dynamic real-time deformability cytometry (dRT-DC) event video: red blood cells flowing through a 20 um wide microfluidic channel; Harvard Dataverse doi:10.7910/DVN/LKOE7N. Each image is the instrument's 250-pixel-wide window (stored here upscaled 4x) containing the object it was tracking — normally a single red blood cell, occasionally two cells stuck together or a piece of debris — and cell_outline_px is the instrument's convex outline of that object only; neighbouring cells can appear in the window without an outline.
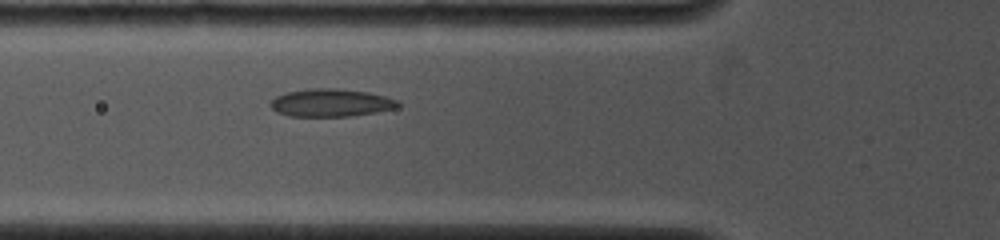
{"species": "common noctule bat (a hibernating species)", "species_latin": "Nyctalus noctula", "temperature_condition": "cold", "stored_images_in_passage": 31, "camera_frame_rate_fps": 4000, "um_per_image_px": 0.085, "animal": {"sex": "female", "body_mass_g": 19.0, "forearm_length_mm": 53.3}, "frame": {"image": 1, "passage_image": 9, "time_ms": 3.25, "image_size_px": [1000, 240], "cell_outline_px": [[400, 104], [396, 108], [376, 112], [352, 116], [288, 116], [276, 112], [272, 108], [272, 100], [276, 96], [288, 92], [312, 88], [336, 88], [368, 92], [400, 100]], "centroid_in_image_um": [28.16, 8.74], "position_along_channel_um": 97.6, "area_um2": 20.58}}
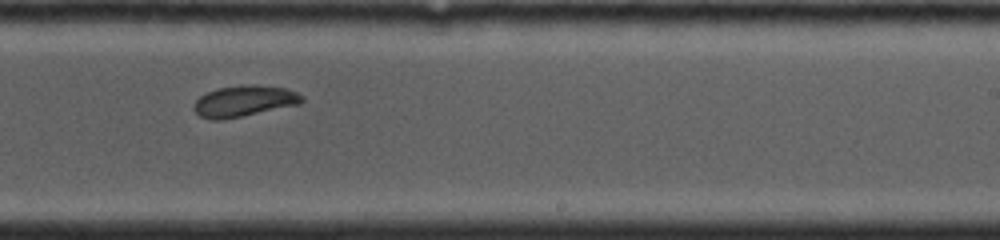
{"frame": {"image": 2, "passage_image": 20, "time_ms": 7.5, "image_size_px": [1000, 240], "cell_outline_px": [[304, 100], [300, 104], [220, 120], [208, 120], [200, 116], [192, 108], [192, 104], [200, 96], [216, 88], [244, 84], [256, 84], [284, 88], [296, 92], [304, 96]], "centroid_in_image_um": [20.72, 8.58], "position_along_channel_um": 268.3, "area_um2": 19.65}}
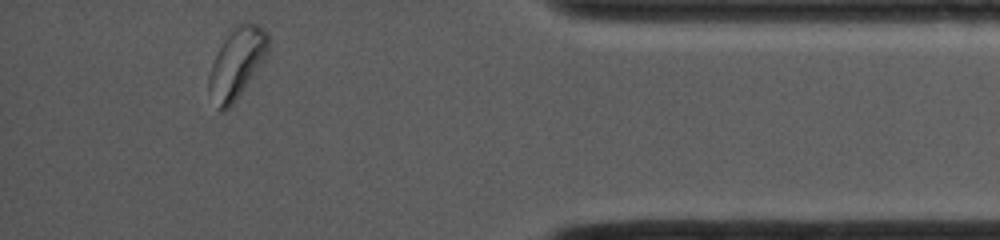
{"frame": {"image": 3, "passage_image": 31, "time_ms": 11.75, "image_size_px": [1000, 240], "cell_outline_px": [[268, 56], [236, 100], [224, 112], [220, 112], [216, 108], [208, 92], [208, 76], [212, 64], [224, 40], [232, 28], [236, 24], [256, 24], [268, 32]], "centroid_in_image_um": [20.13, 5.41], "position_along_channel_um": 415.1, "area_um2": 24.28}, "authors_computed_cell_mechanics": {"area_um2": 20.0566, "velocity_mm_per_s": 4.021, "shape_relaxation_time_tau1_ms": 9.944, "shape_relaxation_time_tau2_ms": 1.6447, "deformation_change_tau1": 0.1909, "deformation_change_tau2": 0.043}}